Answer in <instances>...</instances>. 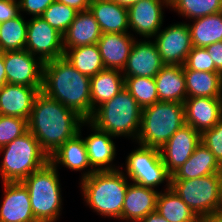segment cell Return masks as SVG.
Here are the masks:
<instances>
[{"mask_svg": "<svg viewBox=\"0 0 222 222\" xmlns=\"http://www.w3.org/2000/svg\"><path fill=\"white\" fill-rule=\"evenodd\" d=\"M21 14L18 0H0V23Z\"/></svg>", "mask_w": 222, "mask_h": 222, "instance_id": "40", "label": "cell"}, {"mask_svg": "<svg viewBox=\"0 0 222 222\" xmlns=\"http://www.w3.org/2000/svg\"><path fill=\"white\" fill-rule=\"evenodd\" d=\"M169 7L192 20L222 12V0H169Z\"/></svg>", "mask_w": 222, "mask_h": 222, "instance_id": "33", "label": "cell"}, {"mask_svg": "<svg viewBox=\"0 0 222 222\" xmlns=\"http://www.w3.org/2000/svg\"><path fill=\"white\" fill-rule=\"evenodd\" d=\"M200 143L201 133L190 125L185 124L178 129L159 149L161 159L167 171L172 174L182 166Z\"/></svg>", "mask_w": 222, "mask_h": 222, "instance_id": "14", "label": "cell"}, {"mask_svg": "<svg viewBox=\"0 0 222 222\" xmlns=\"http://www.w3.org/2000/svg\"><path fill=\"white\" fill-rule=\"evenodd\" d=\"M135 40L130 33H102L97 45L105 68L122 71Z\"/></svg>", "mask_w": 222, "mask_h": 222, "instance_id": "22", "label": "cell"}, {"mask_svg": "<svg viewBox=\"0 0 222 222\" xmlns=\"http://www.w3.org/2000/svg\"><path fill=\"white\" fill-rule=\"evenodd\" d=\"M77 11L73 7L54 1L42 14V18L62 35L69 28Z\"/></svg>", "mask_w": 222, "mask_h": 222, "instance_id": "35", "label": "cell"}, {"mask_svg": "<svg viewBox=\"0 0 222 222\" xmlns=\"http://www.w3.org/2000/svg\"><path fill=\"white\" fill-rule=\"evenodd\" d=\"M222 174V166L211 151L200 143L190 158L171 174V180H187Z\"/></svg>", "mask_w": 222, "mask_h": 222, "instance_id": "24", "label": "cell"}, {"mask_svg": "<svg viewBox=\"0 0 222 222\" xmlns=\"http://www.w3.org/2000/svg\"><path fill=\"white\" fill-rule=\"evenodd\" d=\"M170 188L200 219L222 213V174L171 180Z\"/></svg>", "mask_w": 222, "mask_h": 222, "instance_id": "8", "label": "cell"}, {"mask_svg": "<svg viewBox=\"0 0 222 222\" xmlns=\"http://www.w3.org/2000/svg\"><path fill=\"white\" fill-rule=\"evenodd\" d=\"M25 50L43 63L63 57V35L42 17H32L28 19Z\"/></svg>", "mask_w": 222, "mask_h": 222, "instance_id": "10", "label": "cell"}, {"mask_svg": "<svg viewBox=\"0 0 222 222\" xmlns=\"http://www.w3.org/2000/svg\"><path fill=\"white\" fill-rule=\"evenodd\" d=\"M184 65L190 70L219 72L206 48L202 47L193 46Z\"/></svg>", "mask_w": 222, "mask_h": 222, "instance_id": "37", "label": "cell"}, {"mask_svg": "<svg viewBox=\"0 0 222 222\" xmlns=\"http://www.w3.org/2000/svg\"><path fill=\"white\" fill-rule=\"evenodd\" d=\"M7 83L6 70L4 64V52L0 51V89Z\"/></svg>", "mask_w": 222, "mask_h": 222, "instance_id": "43", "label": "cell"}, {"mask_svg": "<svg viewBox=\"0 0 222 222\" xmlns=\"http://www.w3.org/2000/svg\"><path fill=\"white\" fill-rule=\"evenodd\" d=\"M0 153L4 154L0 162L2 183L22 182L49 162L48 154L29 130L1 147Z\"/></svg>", "mask_w": 222, "mask_h": 222, "instance_id": "5", "label": "cell"}, {"mask_svg": "<svg viewBox=\"0 0 222 222\" xmlns=\"http://www.w3.org/2000/svg\"><path fill=\"white\" fill-rule=\"evenodd\" d=\"M203 143L222 166V119L212 128L201 133Z\"/></svg>", "mask_w": 222, "mask_h": 222, "instance_id": "38", "label": "cell"}, {"mask_svg": "<svg viewBox=\"0 0 222 222\" xmlns=\"http://www.w3.org/2000/svg\"><path fill=\"white\" fill-rule=\"evenodd\" d=\"M88 127H91L93 133L89 134L83 140L86 145L87 154L91 167L95 171H113L119 167L113 165L116 155L113 136L107 132L98 130L94 125L87 121Z\"/></svg>", "mask_w": 222, "mask_h": 222, "instance_id": "21", "label": "cell"}, {"mask_svg": "<svg viewBox=\"0 0 222 222\" xmlns=\"http://www.w3.org/2000/svg\"><path fill=\"white\" fill-rule=\"evenodd\" d=\"M0 222H38L32 212L29 192L22 182H3Z\"/></svg>", "mask_w": 222, "mask_h": 222, "instance_id": "17", "label": "cell"}, {"mask_svg": "<svg viewBox=\"0 0 222 222\" xmlns=\"http://www.w3.org/2000/svg\"><path fill=\"white\" fill-rule=\"evenodd\" d=\"M164 66L154 41L135 40L122 74L124 77L155 78Z\"/></svg>", "mask_w": 222, "mask_h": 222, "instance_id": "15", "label": "cell"}, {"mask_svg": "<svg viewBox=\"0 0 222 222\" xmlns=\"http://www.w3.org/2000/svg\"><path fill=\"white\" fill-rule=\"evenodd\" d=\"M84 125H87V121H85L81 125L79 133L77 135L67 140L51 156H49V161L56 168L62 165L73 171L84 170V172H82L83 174L81 175L82 176L81 179L88 177L95 172V170L91 168L86 145L81 136L82 135L81 128ZM88 167H89L88 171L87 170L85 171V169Z\"/></svg>", "mask_w": 222, "mask_h": 222, "instance_id": "19", "label": "cell"}, {"mask_svg": "<svg viewBox=\"0 0 222 222\" xmlns=\"http://www.w3.org/2000/svg\"><path fill=\"white\" fill-rule=\"evenodd\" d=\"M99 25L90 10L80 11L63 34V48L97 44L101 37Z\"/></svg>", "mask_w": 222, "mask_h": 222, "instance_id": "25", "label": "cell"}, {"mask_svg": "<svg viewBox=\"0 0 222 222\" xmlns=\"http://www.w3.org/2000/svg\"><path fill=\"white\" fill-rule=\"evenodd\" d=\"M183 73L187 97H222V74L190 70L185 65Z\"/></svg>", "mask_w": 222, "mask_h": 222, "instance_id": "28", "label": "cell"}, {"mask_svg": "<svg viewBox=\"0 0 222 222\" xmlns=\"http://www.w3.org/2000/svg\"><path fill=\"white\" fill-rule=\"evenodd\" d=\"M28 20L22 14L0 23V51L23 50L26 45Z\"/></svg>", "mask_w": 222, "mask_h": 222, "instance_id": "32", "label": "cell"}, {"mask_svg": "<svg viewBox=\"0 0 222 222\" xmlns=\"http://www.w3.org/2000/svg\"><path fill=\"white\" fill-rule=\"evenodd\" d=\"M57 169L49 161L22 181L29 192L32 212L38 222H57L61 216L62 195Z\"/></svg>", "mask_w": 222, "mask_h": 222, "instance_id": "7", "label": "cell"}, {"mask_svg": "<svg viewBox=\"0 0 222 222\" xmlns=\"http://www.w3.org/2000/svg\"><path fill=\"white\" fill-rule=\"evenodd\" d=\"M85 121L74 110L40 91L28 119V130L51 156L62 144L79 133Z\"/></svg>", "mask_w": 222, "mask_h": 222, "instance_id": "1", "label": "cell"}, {"mask_svg": "<svg viewBox=\"0 0 222 222\" xmlns=\"http://www.w3.org/2000/svg\"><path fill=\"white\" fill-rule=\"evenodd\" d=\"M208 51L215 68L222 74V41H218L205 47Z\"/></svg>", "mask_w": 222, "mask_h": 222, "instance_id": "41", "label": "cell"}, {"mask_svg": "<svg viewBox=\"0 0 222 222\" xmlns=\"http://www.w3.org/2000/svg\"><path fill=\"white\" fill-rule=\"evenodd\" d=\"M91 84V117L94 110L105 101L110 100L125 88L122 71L105 68L90 77Z\"/></svg>", "mask_w": 222, "mask_h": 222, "instance_id": "27", "label": "cell"}, {"mask_svg": "<svg viewBox=\"0 0 222 222\" xmlns=\"http://www.w3.org/2000/svg\"><path fill=\"white\" fill-rule=\"evenodd\" d=\"M156 211L168 222H198L200 220L171 188L158 193Z\"/></svg>", "mask_w": 222, "mask_h": 222, "instance_id": "29", "label": "cell"}, {"mask_svg": "<svg viewBox=\"0 0 222 222\" xmlns=\"http://www.w3.org/2000/svg\"><path fill=\"white\" fill-rule=\"evenodd\" d=\"M42 88L6 83L0 89V113L28 120L35 98Z\"/></svg>", "mask_w": 222, "mask_h": 222, "instance_id": "18", "label": "cell"}, {"mask_svg": "<svg viewBox=\"0 0 222 222\" xmlns=\"http://www.w3.org/2000/svg\"><path fill=\"white\" fill-rule=\"evenodd\" d=\"M153 38L165 65L184 66L193 48L187 23H174L160 30Z\"/></svg>", "mask_w": 222, "mask_h": 222, "instance_id": "11", "label": "cell"}, {"mask_svg": "<svg viewBox=\"0 0 222 222\" xmlns=\"http://www.w3.org/2000/svg\"><path fill=\"white\" fill-rule=\"evenodd\" d=\"M81 180L80 188L86 204L97 214L121 220L125 193L130 183L121 169L95 171Z\"/></svg>", "mask_w": 222, "mask_h": 222, "instance_id": "3", "label": "cell"}, {"mask_svg": "<svg viewBox=\"0 0 222 222\" xmlns=\"http://www.w3.org/2000/svg\"><path fill=\"white\" fill-rule=\"evenodd\" d=\"M55 0H18L20 12H25L32 15V17H41L44 11Z\"/></svg>", "mask_w": 222, "mask_h": 222, "instance_id": "39", "label": "cell"}, {"mask_svg": "<svg viewBox=\"0 0 222 222\" xmlns=\"http://www.w3.org/2000/svg\"><path fill=\"white\" fill-rule=\"evenodd\" d=\"M139 222H168L157 211L151 212Z\"/></svg>", "mask_w": 222, "mask_h": 222, "instance_id": "44", "label": "cell"}, {"mask_svg": "<svg viewBox=\"0 0 222 222\" xmlns=\"http://www.w3.org/2000/svg\"><path fill=\"white\" fill-rule=\"evenodd\" d=\"M193 24L187 23L191 41L194 47L205 48L208 45L222 41V12L207 15L192 20Z\"/></svg>", "mask_w": 222, "mask_h": 222, "instance_id": "30", "label": "cell"}, {"mask_svg": "<svg viewBox=\"0 0 222 222\" xmlns=\"http://www.w3.org/2000/svg\"><path fill=\"white\" fill-rule=\"evenodd\" d=\"M28 131V120L16 116H0V148Z\"/></svg>", "mask_w": 222, "mask_h": 222, "instance_id": "36", "label": "cell"}, {"mask_svg": "<svg viewBox=\"0 0 222 222\" xmlns=\"http://www.w3.org/2000/svg\"><path fill=\"white\" fill-rule=\"evenodd\" d=\"M55 1L73 7L79 12L89 10V6L91 4V0H55Z\"/></svg>", "mask_w": 222, "mask_h": 222, "instance_id": "42", "label": "cell"}, {"mask_svg": "<svg viewBox=\"0 0 222 222\" xmlns=\"http://www.w3.org/2000/svg\"><path fill=\"white\" fill-rule=\"evenodd\" d=\"M184 125L183 103L156 102L142 109L136 144L160 149Z\"/></svg>", "mask_w": 222, "mask_h": 222, "instance_id": "6", "label": "cell"}, {"mask_svg": "<svg viewBox=\"0 0 222 222\" xmlns=\"http://www.w3.org/2000/svg\"><path fill=\"white\" fill-rule=\"evenodd\" d=\"M159 191L134 182L128 184L122 207L121 220L139 222L151 212L156 211Z\"/></svg>", "mask_w": 222, "mask_h": 222, "instance_id": "20", "label": "cell"}, {"mask_svg": "<svg viewBox=\"0 0 222 222\" xmlns=\"http://www.w3.org/2000/svg\"><path fill=\"white\" fill-rule=\"evenodd\" d=\"M138 145L126 157L125 176L136 184L154 189L165 181L166 190L170 189L171 174L161 159L159 149Z\"/></svg>", "mask_w": 222, "mask_h": 222, "instance_id": "9", "label": "cell"}, {"mask_svg": "<svg viewBox=\"0 0 222 222\" xmlns=\"http://www.w3.org/2000/svg\"><path fill=\"white\" fill-rule=\"evenodd\" d=\"M154 80L159 101L184 103L187 91L182 65H165Z\"/></svg>", "mask_w": 222, "mask_h": 222, "instance_id": "26", "label": "cell"}, {"mask_svg": "<svg viewBox=\"0 0 222 222\" xmlns=\"http://www.w3.org/2000/svg\"><path fill=\"white\" fill-rule=\"evenodd\" d=\"M201 220L203 222H222V213L218 215H212L210 217H204Z\"/></svg>", "mask_w": 222, "mask_h": 222, "instance_id": "46", "label": "cell"}, {"mask_svg": "<svg viewBox=\"0 0 222 222\" xmlns=\"http://www.w3.org/2000/svg\"><path fill=\"white\" fill-rule=\"evenodd\" d=\"M111 1H114L123 7L129 8L130 6L141 0H111Z\"/></svg>", "mask_w": 222, "mask_h": 222, "instance_id": "45", "label": "cell"}, {"mask_svg": "<svg viewBox=\"0 0 222 222\" xmlns=\"http://www.w3.org/2000/svg\"><path fill=\"white\" fill-rule=\"evenodd\" d=\"M89 10L101 33H129L127 8L111 0H91Z\"/></svg>", "mask_w": 222, "mask_h": 222, "instance_id": "23", "label": "cell"}, {"mask_svg": "<svg viewBox=\"0 0 222 222\" xmlns=\"http://www.w3.org/2000/svg\"><path fill=\"white\" fill-rule=\"evenodd\" d=\"M185 124L199 133L212 129L222 119V97H187Z\"/></svg>", "mask_w": 222, "mask_h": 222, "instance_id": "16", "label": "cell"}, {"mask_svg": "<svg viewBox=\"0 0 222 222\" xmlns=\"http://www.w3.org/2000/svg\"><path fill=\"white\" fill-rule=\"evenodd\" d=\"M125 89L143 109L159 102L157 87L152 77H124Z\"/></svg>", "mask_w": 222, "mask_h": 222, "instance_id": "34", "label": "cell"}, {"mask_svg": "<svg viewBox=\"0 0 222 222\" xmlns=\"http://www.w3.org/2000/svg\"><path fill=\"white\" fill-rule=\"evenodd\" d=\"M163 6L169 7V0H141L127 8L129 29L145 39H153L163 24Z\"/></svg>", "mask_w": 222, "mask_h": 222, "instance_id": "13", "label": "cell"}, {"mask_svg": "<svg viewBox=\"0 0 222 222\" xmlns=\"http://www.w3.org/2000/svg\"><path fill=\"white\" fill-rule=\"evenodd\" d=\"M41 92L86 121L91 118L90 77L81 74L64 57L44 62Z\"/></svg>", "mask_w": 222, "mask_h": 222, "instance_id": "2", "label": "cell"}, {"mask_svg": "<svg viewBox=\"0 0 222 222\" xmlns=\"http://www.w3.org/2000/svg\"><path fill=\"white\" fill-rule=\"evenodd\" d=\"M7 83L42 88L43 62L27 50L4 52Z\"/></svg>", "mask_w": 222, "mask_h": 222, "instance_id": "12", "label": "cell"}, {"mask_svg": "<svg viewBox=\"0 0 222 222\" xmlns=\"http://www.w3.org/2000/svg\"><path fill=\"white\" fill-rule=\"evenodd\" d=\"M81 74L93 77L105 69L97 44L64 49L63 56Z\"/></svg>", "mask_w": 222, "mask_h": 222, "instance_id": "31", "label": "cell"}, {"mask_svg": "<svg viewBox=\"0 0 222 222\" xmlns=\"http://www.w3.org/2000/svg\"><path fill=\"white\" fill-rule=\"evenodd\" d=\"M142 108L124 88L108 101L98 106L88 120L98 130L117 137L137 139Z\"/></svg>", "mask_w": 222, "mask_h": 222, "instance_id": "4", "label": "cell"}]
</instances>
